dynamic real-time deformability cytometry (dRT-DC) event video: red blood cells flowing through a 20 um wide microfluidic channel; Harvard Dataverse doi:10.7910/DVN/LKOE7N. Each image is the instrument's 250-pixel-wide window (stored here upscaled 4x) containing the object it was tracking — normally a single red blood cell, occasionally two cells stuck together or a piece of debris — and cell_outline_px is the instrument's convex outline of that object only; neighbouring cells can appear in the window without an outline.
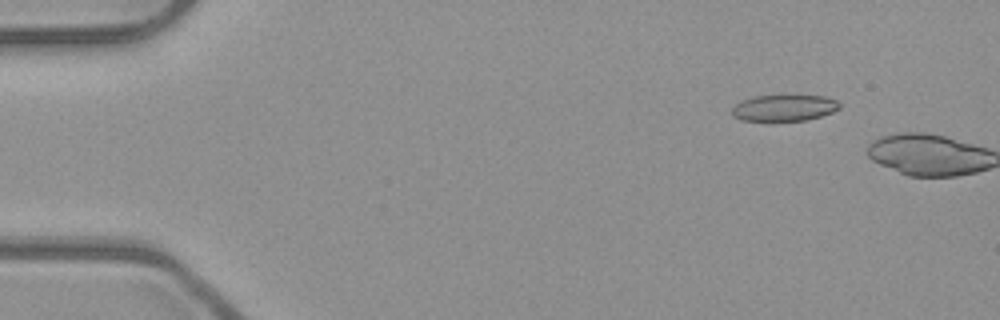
{"species": "common noctule bat (a hibernating species)", "species_latin": "Nyctalus noctula", "temperature_condition": "room temperature", "stored_images_in_passage": 3, "camera_frame_rate_fps": 3000, "um_per_image_px": 0.085, "animal": {"sex": "male", "body_mass_g": 23.1, "forearm_length_mm": 52.7}, "frame": {"image": 1, "passage_image": 2, "time_ms": 0.333, "image_size_px": [1000, 320], "cell_outline_px": [[840, 108], [832, 112], [808, 120], [740, 120], [732, 116], [732, 108], [740, 100], [752, 96], [784, 92], [824, 96], [836, 100], [840, 104]], "centroid_in_image_um": [66.64, 9.1], "position_along_channel_um": 18.4, "area_um2": 17.4}}